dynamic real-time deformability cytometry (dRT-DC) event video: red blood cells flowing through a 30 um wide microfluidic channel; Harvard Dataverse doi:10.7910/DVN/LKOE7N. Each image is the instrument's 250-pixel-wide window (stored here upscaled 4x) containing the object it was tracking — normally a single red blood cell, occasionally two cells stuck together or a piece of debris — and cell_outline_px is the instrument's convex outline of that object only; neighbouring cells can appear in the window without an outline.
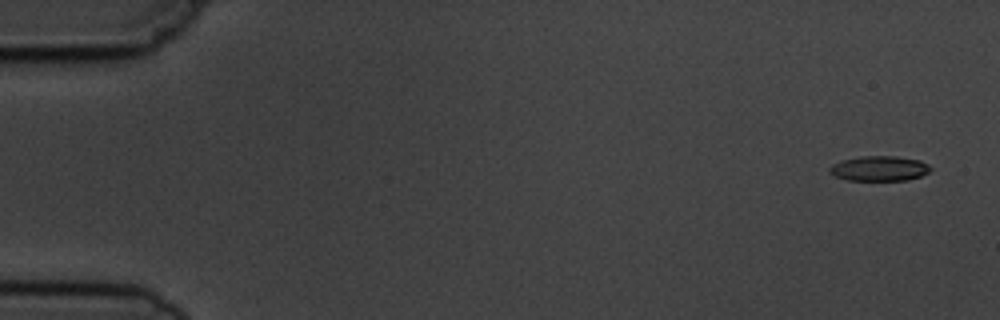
{"species": "common noctule bat (a hibernating species)", "species_latin": "Nyctalus noctula", "temperature_condition": "cold", "stored_images_in_passage": 3, "camera_frame_rate_fps": 3000, "um_per_image_px": 0.085, "animal": {"sex": "male", "body_mass_g": 19.5, "forearm_length_mm": 54.6}, "frame": {"image": 1, "passage_image": 1, "time_ms": 0.0, "image_size_px": [1000, 320], "cell_outline_px": [[932, 168], [928, 172], [920, 176], [908, 180], [848, 180], [836, 176], [828, 172], [828, 168], [832, 164], [840, 160], [860, 156], [896, 156], [920, 160], [928, 164]], "centroid_in_image_um": [74.72, 14.31], "position_along_channel_um": 10.3, "area_um2": 14.8}}